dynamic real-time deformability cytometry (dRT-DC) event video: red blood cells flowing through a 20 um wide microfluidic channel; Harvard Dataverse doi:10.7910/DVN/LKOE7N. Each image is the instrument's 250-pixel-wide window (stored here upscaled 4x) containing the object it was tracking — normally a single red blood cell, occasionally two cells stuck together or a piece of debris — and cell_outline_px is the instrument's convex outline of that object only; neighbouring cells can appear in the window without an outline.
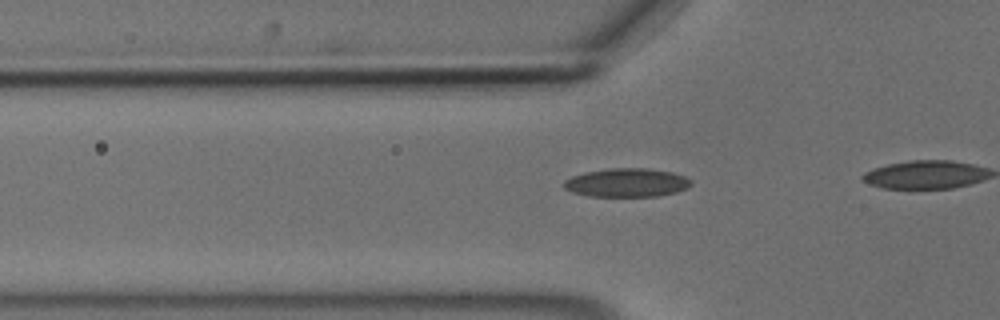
{"species": "common noctule bat (a hibernating species)", "species_latin": "Nyctalus noctula", "temperature_condition": "cold", "stored_images_in_passage": 12, "camera_frame_rate_fps": 3000, "um_per_image_px": 0.085, "animal": {"sex": "male", "body_mass_g": 18.8}, "frame": {"image": 1, "passage_image": 6, "time_ms": 1.667, "image_size_px": [1000, 320], "cell_outline_px": [[692, 184], [688, 188], [676, 192], [656, 196], [588, 196], [572, 192], [564, 188], [564, 180], [572, 176], [584, 172], [612, 168], [648, 168], [672, 172], [684, 176], [692, 180]], "centroid_in_image_um": [53.28, 15.52], "position_along_channel_um": 72.5, "area_um2": 21.27}}
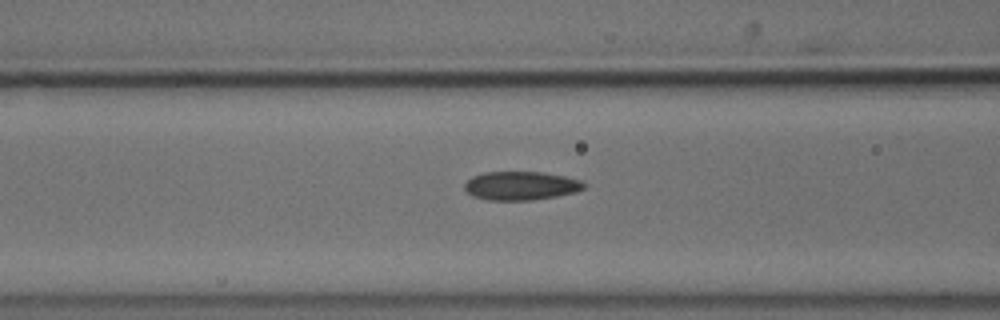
{"frame": {"image": 2, "passage_image": 10, "time_ms": 3.0, "image_size_px": [1000, 320], "cell_outline_px": [[588, 184], [584, 188], [576, 192], [556, 196], [532, 200], [488, 200], [472, 196], [464, 188], [464, 184], [472, 176], [484, 172], [544, 172], [564, 176], [580, 180]], "centroid_in_image_um": [44.28, 15.78], "position_along_channel_um": 122.3, "area_um2": 20.0}}